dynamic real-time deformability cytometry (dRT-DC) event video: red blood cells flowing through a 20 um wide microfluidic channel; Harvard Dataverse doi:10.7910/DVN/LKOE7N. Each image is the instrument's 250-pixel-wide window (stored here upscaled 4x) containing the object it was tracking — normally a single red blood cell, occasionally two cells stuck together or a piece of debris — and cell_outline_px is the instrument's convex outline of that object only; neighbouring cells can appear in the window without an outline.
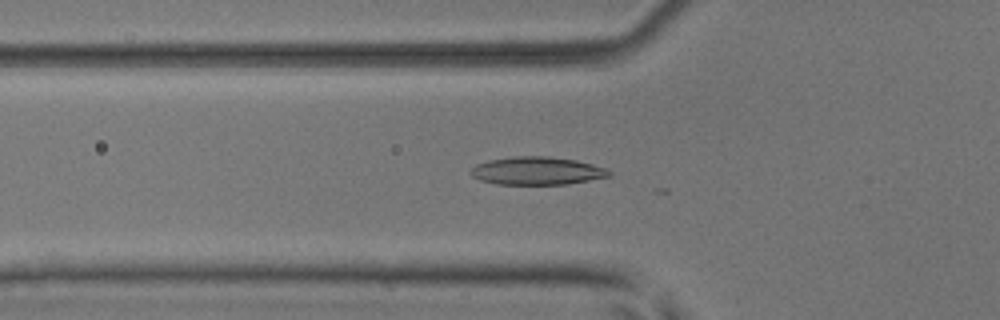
{"species": "common noctule bat (a hibernating species)", "species_latin": "Nyctalus noctula", "temperature_condition": "room temperature", "stored_images_in_passage": 39, "camera_frame_rate_fps": 3000, "um_per_image_px": 0.085, "animal": {"sex": "male", "body_mass_g": 17.9, "forearm_length_mm": 54.2}, "frame": {"image": 1, "passage_image": 16, "time_ms": 5.0, "image_size_px": [1000, 320], "cell_outline_px": [[612, 176], [564, 184], [496, 184], [480, 180], [472, 176], [468, 172], [476, 164], [488, 160], [516, 156], [548, 156], [576, 160], [592, 164], [604, 168], [612, 172]], "centroid_in_image_um": [45.62, 14.52], "position_along_channel_um": 80.2, "area_um2": 22.48}}
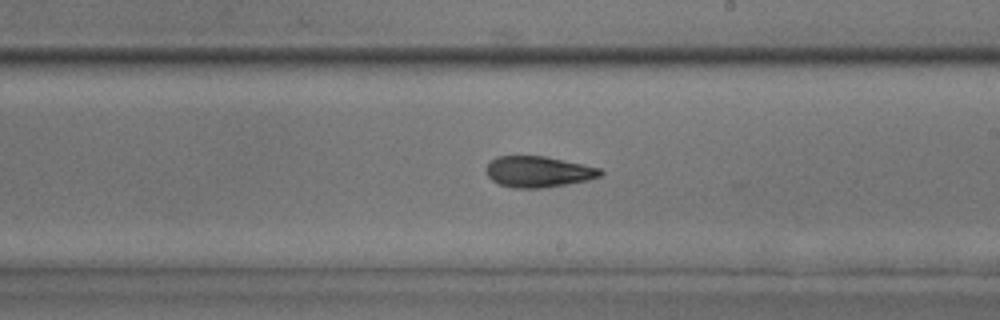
{"frame": {"image": 2, "passage_image": 28, "time_ms": 9.0, "image_size_px": [1000, 320], "cell_outline_px": [[604, 172], [600, 176], [588, 180], [544, 188], [512, 188], [500, 184], [492, 180], [488, 176], [488, 164], [496, 156], [544, 156], [600, 168]], "centroid_in_image_um": [45.77, 14.6], "position_along_channel_um": 243.2, "area_um2": 20.4}}
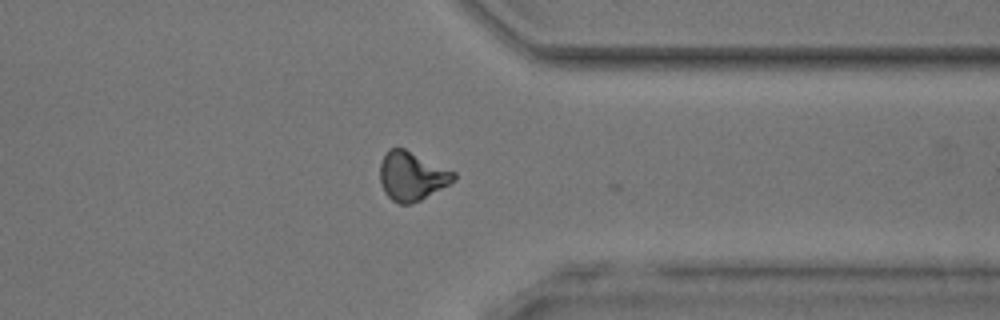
{"frame": {"image": 3, "passage_image": 38, "time_ms": 12.333, "image_size_px": [1000, 320], "cell_outline_px": [[456, 180], [420, 200], [408, 204], [400, 204], [392, 200], [384, 192], [380, 184], [380, 164], [388, 148], [404, 148], [456, 172]], "centroid_in_image_um": [35.0, 14.96], "position_along_channel_um": 376.4, "area_um2": 20.92}, "authors_computed_cell_mechanics": {"area_um2": 21.2704, "velocity_mm_per_s": 4.0889, "shape_relaxation_time_tau1_ms": 5.7458, "shape_relaxation_time_tau2_ms": 3.741, "deformation_change_tau1": 0.1661, "deformation_change_tau2": 0.0982}}